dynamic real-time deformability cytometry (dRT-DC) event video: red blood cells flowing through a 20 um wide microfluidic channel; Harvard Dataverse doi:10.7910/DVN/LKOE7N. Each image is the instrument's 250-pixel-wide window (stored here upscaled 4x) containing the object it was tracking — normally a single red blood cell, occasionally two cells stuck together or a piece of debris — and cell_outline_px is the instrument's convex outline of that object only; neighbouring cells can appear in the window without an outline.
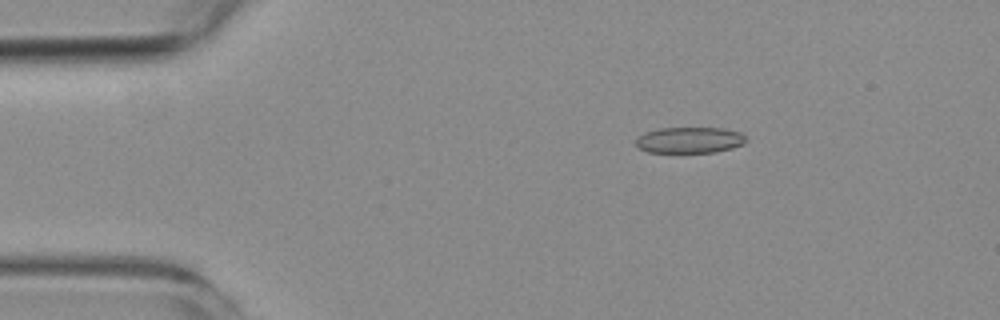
{"species": "common noctule bat (a hibernating species)", "species_latin": "Nyctalus noctula", "temperature_condition": "room temperature", "stored_images_in_passage": 3, "camera_frame_rate_fps": 3000, "um_per_image_px": 0.085, "animal": {"sex": "female", "body_mass_g": 19.3, "forearm_length_mm": 54.1}, "frame": {"image": 1, "passage_image": 1, "time_ms": 0.0, "image_size_px": [1000, 320], "cell_outline_px": [[748, 140], [744, 144], [732, 148], [712, 152], [648, 152], [640, 148], [636, 144], [636, 136], [644, 132], [660, 128], [724, 128], [740, 132]], "centroid_in_image_um": [58.61, 11.9], "position_along_channel_um": 26.4, "area_um2": 16.76}}